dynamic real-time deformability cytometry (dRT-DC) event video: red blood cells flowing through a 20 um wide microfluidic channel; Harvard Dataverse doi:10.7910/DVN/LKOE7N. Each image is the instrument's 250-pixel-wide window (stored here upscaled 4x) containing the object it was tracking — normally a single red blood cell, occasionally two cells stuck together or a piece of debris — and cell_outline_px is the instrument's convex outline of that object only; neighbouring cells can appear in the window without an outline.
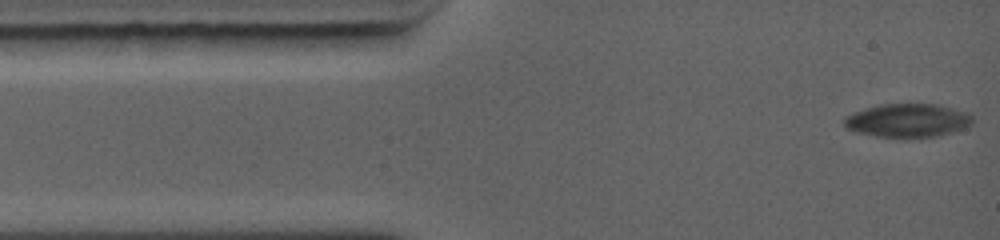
{"species": "common noctule bat (a hibernating species)", "species_latin": "Nyctalus noctula", "temperature_condition": "warm", "stored_images_in_passage": 69, "camera_frame_rate_fps": 5000, "um_per_image_px": 0.085, "animal": {"sex": "female", "body_mass_g": 19.0, "forearm_length_mm": 56.7}, "frame": {"image": 1, "passage_image": 1, "time_ms": 0.0, "image_size_px": [1000, 240], "cell_outline_px": [[972, 124], [964, 128], [952, 132], [936, 136], [908, 140], [904, 140], [876, 136], [856, 132], [848, 128], [844, 124], [844, 116], [852, 112], [880, 104], [936, 104], [968, 112], [972, 116]], "centroid_in_image_um": [77.14, 10.27], "position_along_channel_um": 7.9, "area_um2": 25.66}}
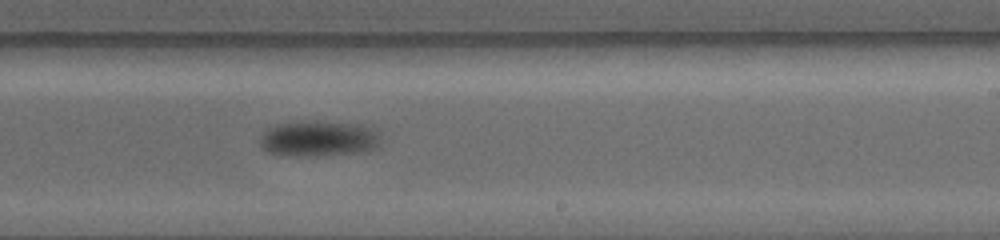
{"frame": {"image": 2, "passage_image": 30, "time_ms": 7.6, "image_size_px": [1000, 240], "cell_outline_px": [[380, 140], [376, 148], [364, 152], [316, 156], [284, 156], [268, 152], [260, 144], [260, 136], [268, 128], [276, 124], [300, 120], [316, 120], [356, 124], [376, 128], [380, 136]], "centroid_in_image_um": [27.09, 11.77], "position_along_channel_um": 261.9, "area_um2": 25.78}}
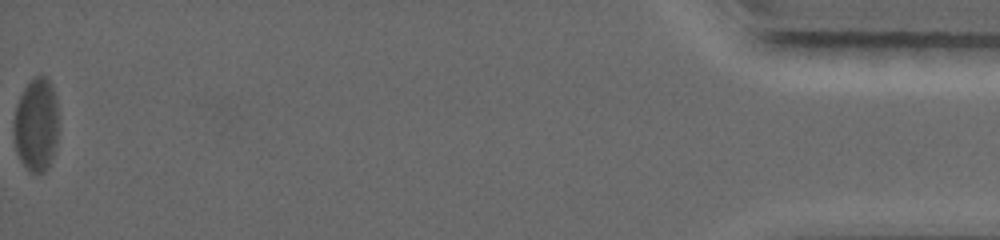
{"frame": {"image": 3, "passage_image": 69, "time_ms": 15.2, "image_size_px": [1000, 240], "cell_outline_px": [[56, 144], [52, 156], [44, 172], [32, 172], [20, 160], [16, 152], [12, 132], [12, 120], [16, 104], [24, 88], [36, 76], [44, 76], [52, 84], [56, 96]], "centroid_in_image_um": [3.03, 10.58], "position_along_channel_um": 432.2, "area_um2": 24.22}, "authors_computed_cell_mechanics": {"area_um2": 25.432, "velocity_mm_per_s": 4.2458, "shape_relaxation_time_tau1_ms": 10.0948, "shape_relaxation_time_tau2_ms": null, "deformation_change_tau1": 0.1623, "deformation_change_tau2": null}}